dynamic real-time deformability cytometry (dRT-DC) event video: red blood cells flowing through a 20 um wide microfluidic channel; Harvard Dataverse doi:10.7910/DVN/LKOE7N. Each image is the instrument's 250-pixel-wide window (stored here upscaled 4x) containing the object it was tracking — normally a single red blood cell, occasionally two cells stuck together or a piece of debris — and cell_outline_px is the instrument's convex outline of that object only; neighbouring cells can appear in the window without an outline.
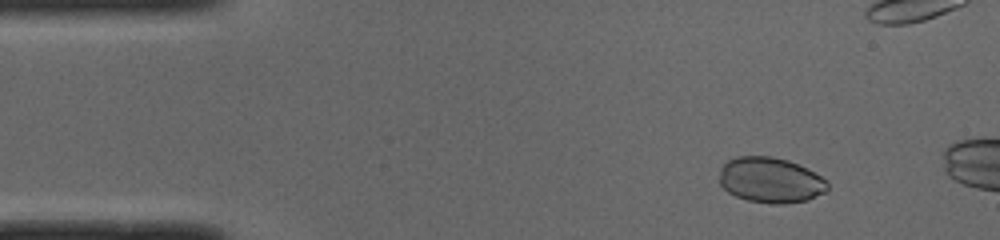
{"species": "common noctule bat (a hibernating species)", "species_latin": "Nyctalus noctula", "temperature_condition": "cold", "stored_images_in_passage": 10, "camera_frame_rate_fps": 3000, "um_per_image_px": 0.085, "animal": {"sex": "male", "body_mass_g": 19.0, "forearm_length_mm": 50.8}, "frame": {"image": 1, "passage_image": 4, "time_ms": 1.0, "image_size_px": [1000, 240], "cell_outline_px": [[828, 188], [824, 192], [808, 200], [784, 204], [772, 204], [748, 200], [736, 196], [728, 192], [720, 184], [720, 168], [728, 160], [736, 156], [772, 156], [788, 160], [828, 180]], "centroid_in_image_um": [65.47, 15.31], "position_along_channel_um": 19.5, "area_um2": 28.55}}